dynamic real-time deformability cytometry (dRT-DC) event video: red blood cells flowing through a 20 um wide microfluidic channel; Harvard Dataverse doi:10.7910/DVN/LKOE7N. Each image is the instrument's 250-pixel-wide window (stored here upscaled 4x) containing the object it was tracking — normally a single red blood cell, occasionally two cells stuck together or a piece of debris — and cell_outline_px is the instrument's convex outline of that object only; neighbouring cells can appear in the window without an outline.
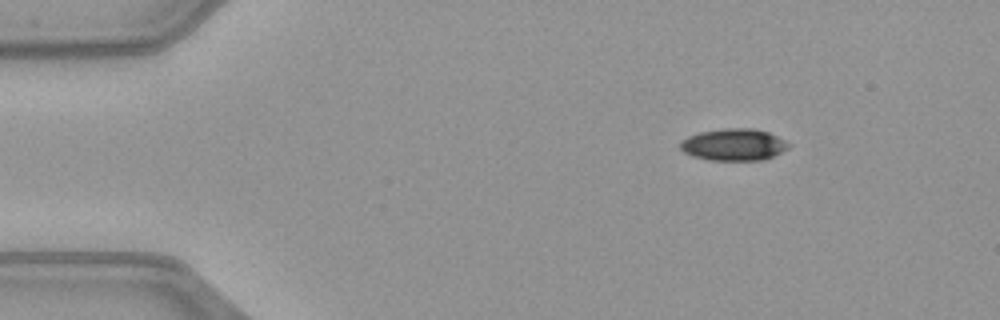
{"species": "common noctule bat (a hibernating species)", "species_latin": "Nyctalus noctula", "temperature_condition": "warm", "stored_images_in_passage": 45, "camera_frame_rate_fps": 3000, "um_per_image_px": 0.085, "animal": {"sex": "female", "body_mass_g": 21.9}, "frame": {"image": 1, "passage_image": 1, "time_ms": 0.0, "image_size_px": [1000, 320], "cell_outline_px": [[792, 144], [788, 148], [764, 160], [708, 160], [692, 156], [684, 152], [680, 148], [680, 140], [688, 136], [700, 132], [724, 128], [752, 128], [768, 132]], "centroid_in_image_um": [62.35, 12.29], "position_along_channel_um": 22.7, "area_um2": 20.17}}
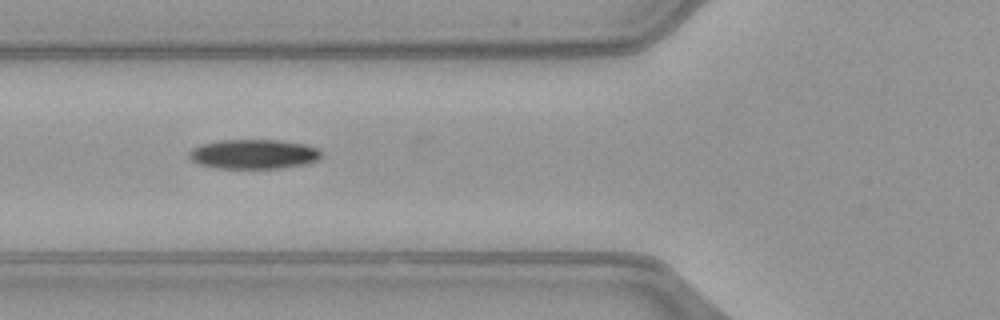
{"frame": {"image": 2, "passage_image": 13, "time_ms": 4.0, "image_size_px": [1000, 320], "cell_outline_px": [[324, 156], [316, 160], [304, 164], [280, 168], [216, 168], [196, 164], [188, 156], [188, 152], [192, 148], [200, 144], [220, 140], [276, 140], [304, 144], [320, 148]], "centroid_in_image_um": [21.55, 13.1], "position_along_channel_um": 104.3, "area_um2": 22.95}}
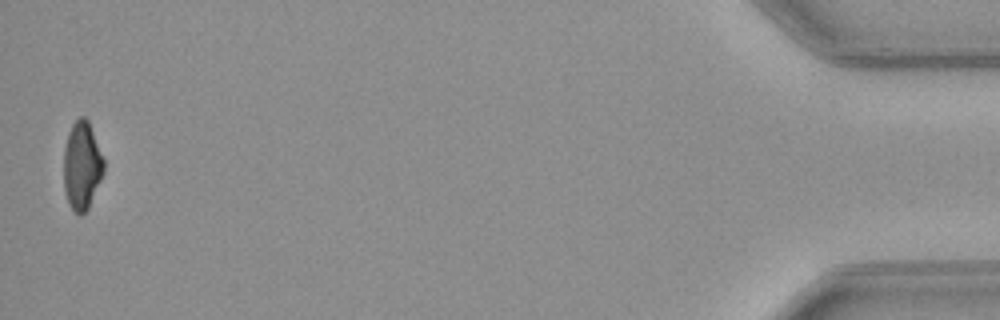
{"frame": {"image": 3, "passage_image": 44, "time_ms": 14.333, "image_size_px": [1000, 320], "cell_outline_px": [[104, 172], [88, 208], [80, 216], [68, 204], [64, 188], [64, 148], [68, 132], [72, 124], [80, 116], [84, 116], [88, 120], [104, 160]], "centroid_in_image_um": [6.95, 14.07], "position_along_channel_um": 428.2, "area_um2": 20.46}, "authors_computed_cell_mechanics": {"area_um2": 22.5998, "velocity_mm_per_s": 4.083, "shape_relaxation_time_tau1_ms": 7.9907, "shape_relaxation_time_tau2_ms": null, "deformation_change_tau1": 0.2193, "deformation_change_tau2": null}}